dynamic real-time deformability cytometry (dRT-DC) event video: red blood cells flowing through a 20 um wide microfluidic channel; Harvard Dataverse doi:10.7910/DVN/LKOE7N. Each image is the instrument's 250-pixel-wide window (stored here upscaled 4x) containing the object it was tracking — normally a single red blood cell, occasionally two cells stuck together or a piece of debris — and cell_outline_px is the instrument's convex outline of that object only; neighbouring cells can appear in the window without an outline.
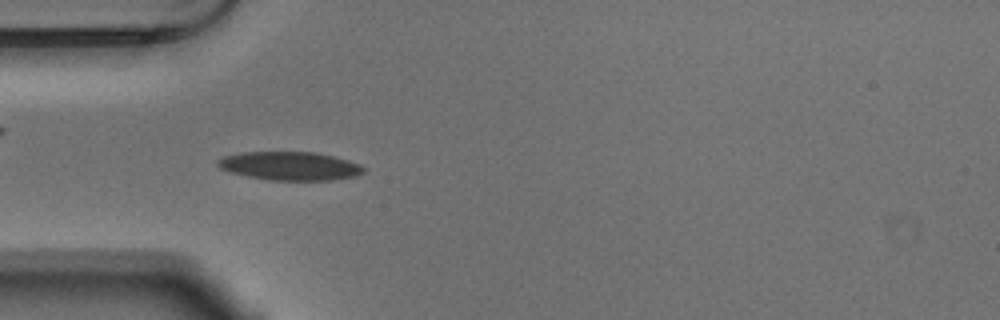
{"species": "Egyptian fruit bat (a non-hibernating species)", "species_latin": "Rousettus aegyptiacus", "temperature_condition": "warm", "stored_images_in_passage": 53, "camera_frame_rate_fps": 3000, "um_per_image_px": 0.085, "animal": {"sex": "male"}, "frame": {"image": 1, "passage_image": 15, "time_ms": 4.667, "image_size_px": [1000, 320], "cell_outline_px": [[364, 172], [356, 176], [332, 180], [268, 180], [248, 176], [232, 172], [220, 168], [216, 164], [216, 160], [224, 156], [244, 152], [316, 152], [348, 160], [360, 164], [364, 168]], "centroid_in_image_um": [24.65, 14.1], "position_along_channel_um": 60.4, "area_um2": 24.16}}
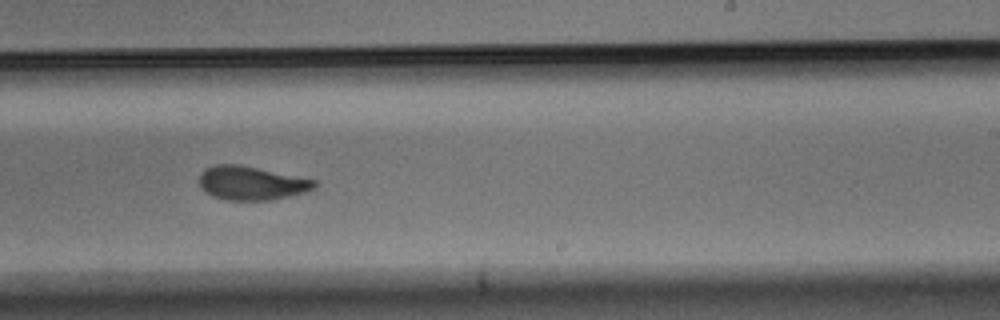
{"frame": {"image": 2, "passage_image": 32, "time_ms": 10.333, "image_size_px": [1000, 320], "cell_outline_px": [[316, 188], [304, 192], [288, 196], [268, 200], [228, 200], [212, 196], [204, 192], [200, 184], [200, 172], [204, 168], [216, 164], [236, 164], [316, 180]], "centroid_in_image_um": [21.33, 15.56], "position_along_channel_um": 267.7, "area_um2": 22.43}}
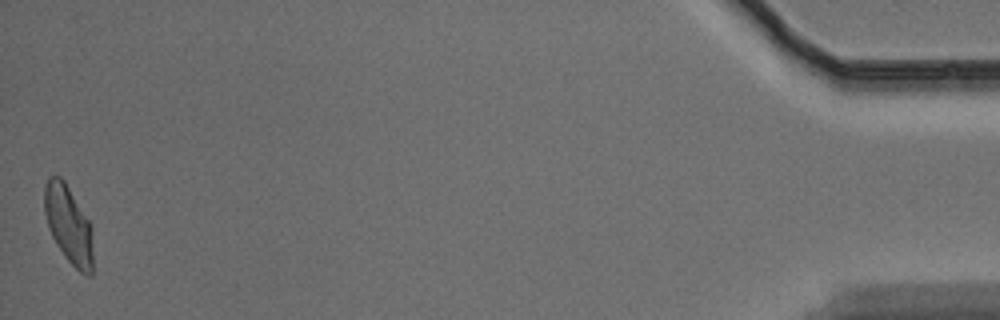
{"frame": {"image": 3, "passage_image": 53, "time_ms": 17.333, "image_size_px": [1000, 320], "cell_outline_px": [[92, 276], [88, 276], [80, 272], [64, 256], [56, 244], [48, 228], [44, 212], [44, 184], [48, 176], [60, 176], [64, 180], [92, 224]], "centroid_in_image_um": [5.82, 19.06], "position_along_channel_um": 429.4, "area_um2": 22.31}, "authors_computed_cell_mechanics": {"area_um2": 22.9466, "velocity_mm_per_s": 3.6762, "shape_relaxation_time_tau1_ms": 4.9171, "shape_relaxation_time_tau2_ms": 1.8744, "deformation_change_tau1": 0.1533, "deformation_change_tau2": 0.0709}}